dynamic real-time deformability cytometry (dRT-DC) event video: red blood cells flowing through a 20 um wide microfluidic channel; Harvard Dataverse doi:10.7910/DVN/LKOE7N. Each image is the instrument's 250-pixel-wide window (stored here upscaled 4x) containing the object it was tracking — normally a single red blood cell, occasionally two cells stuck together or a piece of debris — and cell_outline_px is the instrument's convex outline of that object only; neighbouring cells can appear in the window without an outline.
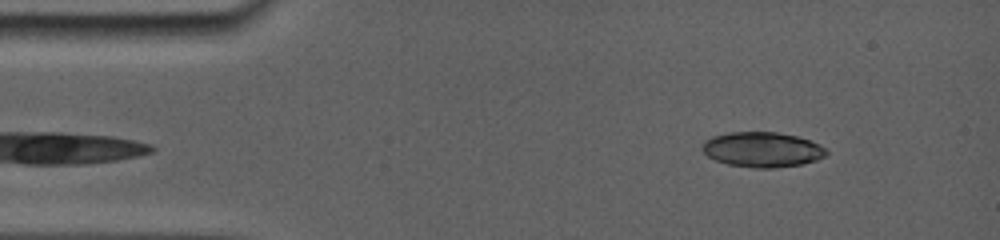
{"species": "common noctule bat (a hibernating species)", "species_latin": "Nyctalus noctula", "temperature_condition": "room temperature", "stored_images_in_passage": 5, "camera_frame_rate_fps": 5000, "um_per_image_px": 0.085, "animal": {"sex": "female", "body_mass_g": 19.0, "forearm_length_mm": 56.7}, "frame": {"image": 1, "passage_image": 2, "time_ms": 0.4, "image_size_px": [1000, 240], "cell_outline_px": [[824, 152], [820, 156], [812, 160], [800, 164], [772, 168], [756, 168], [728, 164], [716, 160], [708, 156], [704, 152], [704, 144], [708, 140], [716, 136], [732, 132], [776, 132], [796, 136], [808, 140], [816, 144]], "centroid_in_image_um": [64.72, 12.71], "position_along_channel_um": 20.3, "area_um2": 24.22}}